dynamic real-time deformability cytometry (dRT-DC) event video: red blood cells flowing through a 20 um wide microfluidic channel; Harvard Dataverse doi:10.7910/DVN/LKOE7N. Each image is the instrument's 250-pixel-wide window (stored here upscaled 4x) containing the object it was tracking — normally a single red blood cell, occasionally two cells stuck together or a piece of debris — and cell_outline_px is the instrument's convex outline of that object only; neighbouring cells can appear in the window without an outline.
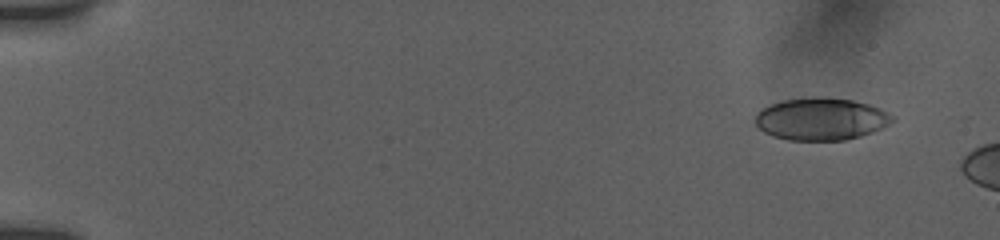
{"species": "human", "species_latin": "Homo sapiens", "temperature_condition": "room temperature", "stored_images_in_passage": 11, "camera_frame_rate_fps": 3000, "um_per_image_px": 0.085, "donor": {"sex": "female"}, "frame": {"image": 1, "passage_image": 5, "time_ms": 1.333, "image_size_px": [1000, 240], "cell_outline_px": [[896, 120], [872, 132], [860, 136], [844, 140], [788, 140], [764, 132], [756, 124], [756, 112], [772, 104], [784, 100], [816, 96], [824, 96], [852, 100], [868, 104], [880, 108], [896, 116]], "centroid_in_image_um": [69.83, 10.1], "position_along_channel_um": 15.2, "area_um2": 33.76}}